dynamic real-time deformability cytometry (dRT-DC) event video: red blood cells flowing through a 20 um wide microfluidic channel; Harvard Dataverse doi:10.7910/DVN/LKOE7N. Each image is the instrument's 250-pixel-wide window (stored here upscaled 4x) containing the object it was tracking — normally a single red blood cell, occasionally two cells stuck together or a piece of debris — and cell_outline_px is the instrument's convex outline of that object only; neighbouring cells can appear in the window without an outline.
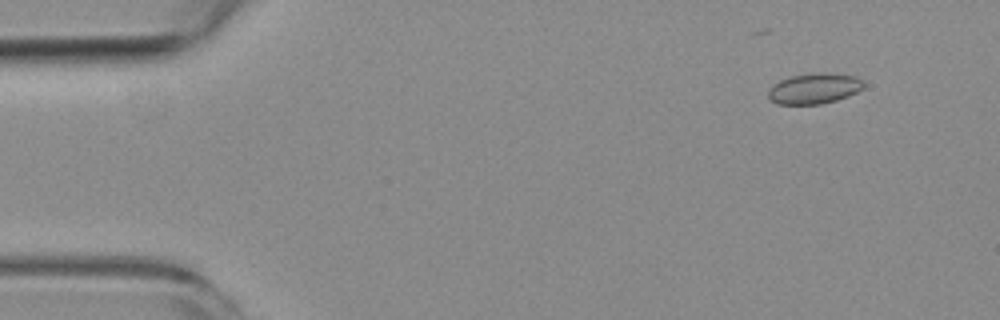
{"species": "common noctule bat (a hibernating species)", "species_latin": "Nyctalus noctula", "temperature_condition": "room temperature", "stored_images_in_passage": 5, "camera_frame_rate_fps": 3000, "um_per_image_px": 0.085, "animal": {"sex": "female", "body_mass_g": 19.3, "forearm_length_mm": 54.1}, "frame": {"image": 1, "passage_image": 1, "time_ms": 0.0, "image_size_px": [1000, 320], "cell_outline_px": [[864, 88], [848, 96], [836, 100], [820, 104], [776, 104], [768, 96], [768, 92], [772, 84], [780, 80], [792, 76], [812, 72], [828, 72], [856, 76], [864, 84]], "centroid_in_image_um": [69.21, 7.51], "position_along_channel_um": 15.8, "area_um2": 17.11}}
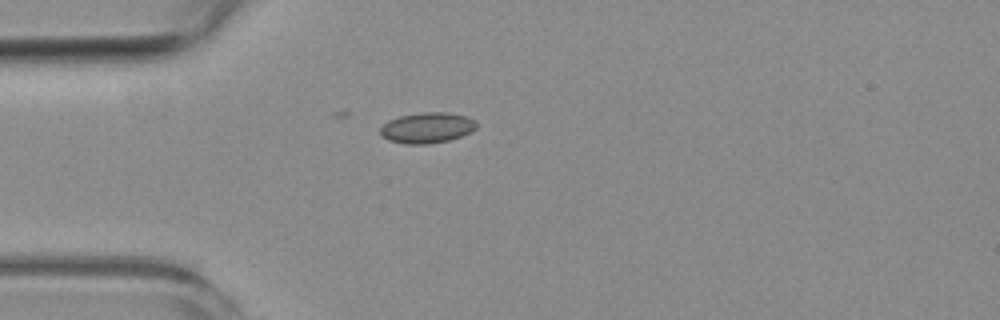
{"frame": {"image": 2, "passage_image": 3, "time_ms": 3.333, "image_size_px": [1000, 320], "cell_outline_px": [[476, 128], [460, 136], [448, 140], [428, 144], [408, 144], [388, 140], [380, 136], [380, 128], [388, 120], [400, 116], [420, 112], [448, 112], [464, 116], [476, 120]], "centroid_in_image_um": [36.26, 10.85], "position_along_channel_um": 48.7, "area_um2": 17.11}}